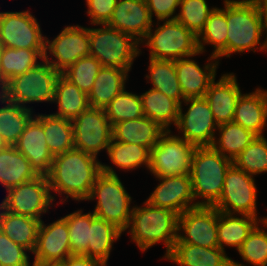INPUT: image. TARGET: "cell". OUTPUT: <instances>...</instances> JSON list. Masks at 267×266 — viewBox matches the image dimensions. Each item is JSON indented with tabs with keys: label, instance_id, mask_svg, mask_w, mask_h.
<instances>
[{
	"label": "cell",
	"instance_id": "37",
	"mask_svg": "<svg viewBox=\"0 0 267 266\" xmlns=\"http://www.w3.org/2000/svg\"><path fill=\"white\" fill-rule=\"evenodd\" d=\"M219 140H214L212 147L233 161L257 136L252 131L237 123L228 122L218 125ZM217 141V142H216ZM228 155H227V154Z\"/></svg>",
	"mask_w": 267,
	"mask_h": 266
},
{
	"label": "cell",
	"instance_id": "15",
	"mask_svg": "<svg viewBox=\"0 0 267 266\" xmlns=\"http://www.w3.org/2000/svg\"><path fill=\"white\" fill-rule=\"evenodd\" d=\"M0 40L4 47L45 49L46 37L29 11L0 12Z\"/></svg>",
	"mask_w": 267,
	"mask_h": 266
},
{
	"label": "cell",
	"instance_id": "34",
	"mask_svg": "<svg viewBox=\"0 0 267 266\" xmlns=\"http://www.w3.org/2000/svg\"><path fill=\"white\" fill-rule=\"evenodd\" d=\"M49 151L53 156L74 149L72 120L50 115H38Z\"/></svg>",
	"mask_w": 267,
	"mask_h": 266
},
{
	"label": "cell",
	"instance_id": "19",
	"mask_svg": "<svg viewBox=\"0 0 267 266\" xmlns=\"http://www.w3.org/2000/svg\"><path fill=\"white\" fill-rule=\"evenodd\" d=\"M152 22L146 0H118L106 25L142 43L152 28Z\"/></svg>",
	"mask_w": 267,
	"mask_h": 266
},
{
	"label": "cell",
	"instance_id": "35",
	"mask_svg": "<svg viewBox=\"0 0 267 266\" xmlns=\"http://www.w3.org/2000/svg\"><path fill=\"white\" fill-rule=\"evenodd\" d=\"M224 5V9L214 8L206 21L203 31L197 37V46L200 53L204 51L203 43L214 45L215 50L209 60H216L222 56L227 57L228 23L226 20V2H224ZM202 41L204 42L202 43Z\"/></svg>",
	"mask_w": 267,
	"mask_h": 266
},
{
	"label": "cell",
	"instance_id": "3",
	"mask_svg": "<svg viewBox=\"0 0 267 266\" xmlns=\"http://www.w3.org/2000/svg\"><path fill=\"white\" fill-rule=\"evenodd\" d=\"M232 160L224 157L212 146L196 147L191 158V183L194 199L202 197L206 201L196 202L198 206H214L222 193L224 180Z\"/></svg>",
	"mask_w": 267,
	"mask_h": 266
},
{
	"label": "cell",
	"instance_id": "4",
	"mask_svg": "<svg viewBox=\"0 0 267 266\" xmlns=\"http://www.w3.org/2000/svg\"><path fill=\"white\" fill-rule=\"evenodd\" d=\"M96 197L98 202L93 214L113 224L122 232L128 229L132 214L131 197L110 166L102 164V172L97 176L87 200Z\"/></svg>",
	"mask_w": 267,
	"mask_h": 266
},
{
	"label": "cell",
	"instance_id": "17",
	"mask_svg": "<svg viewBox=\"0 0 267 266\" xmlns=\"http://www.w3.org/2000/svg\"><path fill=\"white\" fill-rule=\"evenodd\" d=\"M38 266H55L71 253L67 221L61 218L46 226L41 220L37 244L33 252Z\"/></svg>",
	"mask_w": 267,
	"mask_h": 266
},
{
	"label": "cell",
	"instance_id": "45",
	"mask_svg": "<svg viewBox=\"0 0 267 266\" xmlns=\"http://www.w3.org/2000/svg\"><path fill=\"white\" fill-rule=\"evenodd\" d=\"M63 218L68 225L71 253L83 255L90 241V212L82 214L79 210Z\"/></svg>",
	"mask_w": 267,
	"mask_h": 266
},
{
	"label": "cell",
	"instance_id": "18",
	"mask_svg": "<svg viewBox=\"0 0 267 266\" xmlns=\"http://www.w3.org/2000/svg\"><path fill=\"white\" fill-rule=\"evenodd\" d=\"M157 178L162 182L147 200L150 205L169 209L178 215L184 213L187 209L198 206L197 203L191 204L196 199H194L192 192L190 174Z\"/></svg>",
	"mask_w": 267,
	"mask_h": 266
},
{
	"label": "cell",
	"instance_id": "23",
	"mask_svg": "<svg viewBox=\"0 0 267 266\" xmlns=\"http://www.w3.org/2000/svg\"><path fill=\"white\" fill-rule=\"evenodd\" d=\"M166 131L158 122L146 116L118 122L112 126L113 140L138 144L149 150L152 149Z\"/></svg>",
	"mask_w": 267,
	"mask_h": 266
},
{
	"label": "cell",
	"instance_id": "21",
	"mask_svg": "<svg viewBox=\"0 0 267 266\" xmlns=\"http://www.w3.org/2000/svg\"><path fill=\"white\" fill-rule=\"evenodd\" d=\"M236 77L231 74L223 75L217 83L215 80L205 93L212 114L218 125L233 122V116L238 98L241 95Z\"/></svg>",
	"mask_w": 267,
	"mask_h": 266
},
{
	"label": "cell",
	"instance_id": "16",
	"mask_svg": "<svg viewBox=\"0 0 267 266\" xmlns=\"http://www.w3.org/2000/svg\"><path fill=\"white\" fill-rule=\"evenodd\" d=\"M48 49L56 57L54 62L47 56ZM45 50L44 59L62 73L78 59L90 56L89 28L67 26L53 41L46 39Z\"/></svg>",
	"mask_w": 267,
	"mask_h": 266
},
{
	"label": "cell",
	"instance_id": "28",
	"mask_svg": "<svg viewBox=\"0 0 267 266\" xmlns=\"http://www.w3.org/2000/svg\"><path fill=\"white\" fill-rule=\"evenodd\" d=\"M38 176L29 160L14 146L0 150V182L7 190Z\"/></svg>",
	"mask_w": 267,
	"mask_h": 266
},
{
	"label": "cell",
	"instance_id": "42",
	"mask_svg": "<svg viewBox=\"0 0 267 266\" xmlns=\"http://www.w3.org/2000/svg\"><path fill=\"white\" fill-rule=\"evenodd\" d=\"M101 68L102 64L95 57L86 56L78 59L62 74L88 95Z\"/></svg>",
	"mask_w": 267,
	"mask_h": 266
},
{
	"label": "cell",
	"instance_id": "29",
	"mask_svg": "<svg viewBox=\"0 0 267 266\" xmlns=\"http://www.w3.org/2000/svg\"><path fill=\"white\" fill-rule=\"evenodd\" d=\"M232 215L218 211V243L223 251L224 245L236 247L238 250L259 222L257 218L246 214H241L242 218Z\"/></svg>",
	"mask_w": 267,
	"mask_h": 266
},
{
	"label": "cell",
	"instance_id": "11",
	"mask_svg": "<svg viewBox=\"0 0 267 266\" xmlns=\"http://www.w3.org/2000/svg\"><path fill=\"white\" fill-rule=\"evenodd\" d=\"M256 196L253 176L232 165L226 173L222 193L214 207L219 212H237L257 218Z\"/></svg>",
	"mask_w": 267,
	"mask_h": 266
},
{
	"label": "cell",
	"instance_id": "51",
	"mask_svg": "<svg viewBox=\"0 0 267 266\" xmlns=\"http://www.w3.org/2000/svg\"><path fill=\"white\" fill-rule=\"evenodd\" d=\"M8 146V144L3 139L2 135H0V150L5 149Z\"/></svg>",
	"mask_w": 267,
	"mask_h": 266
},
{
	"label": "cell",
	"instance_id": "25",
	"mask_svg": "<svg viewBox=\"0 0 267 266\" xmlns=\"http://www.w3.org/2000/svg\"><path fill=\"white\" fill-rule=\"evenodd\" d=\"M165 258L180 266H244L228 258L219 247L205 248L188 243H175Z\"/></svg>",
	"mask_w": 267,
	"mask_h": 266
},
{
	"label": "cell",
	"instance_id": "50",
	"mask_svg": "<svg viewBox=\"0 0 267 266\" xmlns=\"http://www.w3.org/2000/svg\"><path fill=\"white\" fill-rule=\"evenodd\" d=\"M258 6V10L261 17L262 32L266 29L267 31V0H255ZM267 49V38L260 50Z\"/></svg>",
	"mask_w": 267,
	"mask_h": 266
},
{
	"label": "cell",
	"instance_id": "41",
	"mask_svg": "<svg viewBox=\"0 0 267 266\" xmlns=\"http://www.w3.org/2000/svg\"><path fill=\"white\" fill-rule=\"evenodd\" d=\"M233 165L250 175L267 172V140L256 136L254 140L232 161Z\"/></svg>",
	"mask_w": 267,
	"mask_h": 266
},
{
	"label": "cell",
	"instance_id": "44",
	"mask_svg": "<svg viewBox=\"0 0 267 266\" xmlns=\"http://www.w3.org/2000/svg\"><path fill=\"white\" fill-rule=\"evenodd\" d=\"M267 227V218L260 220ZM243 260L254 266H267V232L256 225L238 249Z\"/></svg>",
	"mask_w": 267,
	"mask_h": 266
},
{
	"label": "cell",
	"instance_id": "8",
	"mask_svg": "<svg viewBox=\"0 0 267 266\" xmlns=\"http://www.w3.org/2000/svg\"><path fill=\"white\" fill-rule=\"evenodd\" d=\"M148 31L145 39L150 48V58L157 60H178L199 54L197 37L176 19L165 20L154 33Z\"/></svg>",
	"mask_w": 267,
	"mask_h": 266
},
{
	"label": "cell",
	"instance_id": "24",
	"mask_svg": "<svg viewBox=\"0 0 267 266\" xmlns=\"http://www.w3.org/2000/svg\"><path fill=\"white\" fill-rule=\"evenodd\" d=\"M267 121V91L256 89L249 94H241L238 98L233 122L263 136Z\"/></svg>",
	"mask_w": 267,
	"mask_h": 266
},
{
	"label": "cell",
	"instance_id": "26",
	"mask_svg": "<svg viewBox=\"0 0 267 266\" xmlns=\"http://www.w3.org/2000/svg\"><path fill=\"white\" fill-rule=\"evenodd\" d=\"M0 230L16 244L34 252L41 220L4 211L0 205Z\"/></svg>",
	"mask_w": 267,
	"mask_h": 266
},
{
	"label": "cell",
	"instance_id": "30",
	"mask_svg": "<svg viewBox=\"0 0 267 266\" xmlns=\"http://www.w3.org/2000/svg\"><path fill=\"white\" fill-rule=\"evenodd\" d=\"M58 104L57 117L73 120L89 107L88 95L68 80L62 73L55 84L54 100Z\"/></svg>",
	"mask_w": 267,
	"mask_h": 266
},
{
	"label": "cell",
	"instance_id": "1",
	"mask_svg": "<svg viewBox=\"0 0 267 266\" xmlns=\"http://www.w3.org/2000/svg\"><path fill=\"white\" fill-rule=\"evenodd\" d=\"M97 157L78 149L55 155L47 175L50 190L67 194L75 200H87L97 176L102 172V163Z\"/></svg>",
	"mask_w": 267,
	"mask_h": 266
},
{
	"label": "cell",
	"instance_id": "47",
	"mask_svg": "<svg viewBox=\"0 0 267 266\" xmlns=\"http://www.w3.org/2000/svg\"><path fill=\"white\" fill-rule=\"evenodd\" d=\"M118 0H86L91 24H106L112 16Z\"/></svg>",
	"mask_w": 267,
	"mask_h": 266
},
{
	"label": "cell",
	"instance_id": "13",
	"mask_svg": "<svg viewBox=\"0 0 267 266\" xmlns=\"http://www.w3.org/2000/svg\"><path fill=\"white\" fill-rule=\"evenodd\" d=\"M218 210L214 206H197L187 209L178 217V234L175 243H188L205 248L219 247Z\"/></svg>",
	"mask_w": 267,
	"mask_h": 266
},
{
	"label": "cell",
	"instance_id": "49",
	"mask_svg": "<svg viewBox=\"0 0 267 266\" xmlns=\"http://www.w3.org/2000/svg\"><path fill=\"white\" fill-rule=\"evenodd\" d=\"M57 266H106L101 261L82 254H71Z\"/></svg>",
	"mask_w": 267,
	"mask_h": 266
},
{
	"label": "cell",
	"instance_id": "14",
	"mask_svg": "<svg viewBox=\"0 0 267 266\" xmlns=\"http://www.w3.org/2000/svg\"><path fill=\"white\" fill-rule=\"evenodd\" d=\"M184 103H190L185 114L182 106L179 109V118L176 127L182 131V138L195 147L211 146L216 139L215 129L218 124L210 109L208 101L204 98H188Z\"/></svg>",
	"mask_w": 267,
	"mask_h": 266
},
{
	"label": "cell",
	"instance_id": "27",
	"mask_svg": "<svg viewBox=\"0 0 267 266\" xmlns=\"http://www.w3.org/2000/svg\"><path fill=\"white\" fill-rule=\"evenodd\" d=\"M128 71L102 66L88 94L90 107L105 108L125 88Z\"/></svg>",
	"mask_w": 267,
	"mask_h": 266
},
{
	"label": "cell",
	"instance_id": "40",
	"mask_svg": "<svg viewBox=\"0 0 267 266\" xmlns=\"http://www.w3.org/2000/svg\"><path fill=\"white\" fill-rule=\"evenodd\" d=\"M104 109L112 126L144 116L141 96L125 91V88Z\"/></svg>",
	"mask_w": 267,
	"mask_h": 266
},
{
	"label": "cell",
	"instance_id": "9",
	"mask_svg": "<svg viewBox=\"0 0 267 266\" xmlns=\"http://www.w3.org/2000/svg\"><path fill=\"white\" fill-rule=\"evenodd\" d=\"M167 130L150 150L149 170L156 177L187 175L191 171L193 144Z\"/></svg>",
	"mask_w": 267,
	"mask_h": 266
},
{
	"label": "cell",
	"instance_id": "2",
	"mask_svg": "<svg viewBox=\"0 0 267 266\" xmlns=\"http://www.w3.org/2000/svg\"><path fill=\"white\" fill-rule=\"evenodd\" d=\"M133 207L129 223L132 239L137 246L145 251L159 241L166 245V255L172 251L178 239V217L176 212L169 209L150 205Z\"/></svg>",
	"mask_w": 267,
	"mask_h": 266
},
{
	"label": "cell",
	"instance_id": "31",
	"mask_svg": "<svg viewBox=\"0 0 267 266\" xmlns=\"http://www.w3.org/2000/svg\"><path fill=\"white\" fill-rule=\"evenodd\" d=\"M45 49H14L4 47L0 59V87L2 88L10 79L21 75L38 62L37 58H44Z\"/></svg>",
	"mask_w": 267,
	"mask_h": 266
},
{
	"label": "cell",
	"instance_id": "7",
	"mask_svg": "<svg viewBox=\"0 0 267 266\" xmlns=\"http://www.w3.org/2000/svg\"><path fill=\"white\" fill-rule=\"evenodd\" d=\"M102 26L104 28H89L90 56L95 57L102 66L130 71L140 51L139 42L106 24Z\"/></svg>",
	"mask_w": 267,
	"mask_h": 266
},
{
	"label": "cell",
	"instance_id": "36",
	"mask_svg": "<svg viewBox=\"0 0 267 266\" xmlns=\"http://www.w3.org/2000/svg\"><path fill=\"white\" fill-rule=\"evenodd\" d=\"M5 107L0 108V135H2L8 146H14L20 135L25 130L29 121L33 118L31 109L20 106L4 99Z\"/></svg>",
	"mask_w": 267,
	"mask_h": 266
},
{
	"label": "cell",
	"instance_id": "32",
	"mask_svg": "<svg viewBox=\"0 0 267 266\" xmlns=\"http://www.w3.org/2000/svg\"><path fill=\"white\" fill-rule=\"evenodd\" d=\"M121 233L122 231L113 224L90 213V241L88 250L83 255L107 265L112 243L119 239Z\"/></svg>",
	"mask_w": 267,
	"mask_h": 266
},
{
	"label": "cell",
	"instance_id": "48",
	"mask_svg": "<svg viewBox=\"0 0 267 266\" xmlns=\"http://www.w3.org/2000/svg\"><path fill=\"white\" fill-rule=\"evenodd\" d=\"M181 0H146L147 7L149 9L151 18L153 12L159 21L175 20L176 16H172L175 13L176 8L179 6Z\"/></svg>",
	"mask_w": 267,
	"mask_h": 266
},
{
	"label": "cell",
	"instance_id": "52",
	"mask_svg": "<svg viewBox=\"0 0 267 266\" xmlns=\"http://www.w3.org/2000/svg\"><path fill=\"white\" fill-rule=\"evenodd\" d=\"M3 48H4V45H3L2 41L0 40V59H1V54H2Z\"/></svg>",
	"mask_w": 267,
	"mask_h": 266
},
{
	"label": "cell",
	"instance_id": "5",
	"mask_svg": "<svg viewBox=\"0 0 267 266\" xmlns=\"http://www.w3.org/2000/svg\"><path fill=\"white\" fill-rule=\"evenodd\" d=\"M42 60V63H38L27 72L10 79L1 88L0 95L24 107L31 102L53 101L55 84L61 73L44 58Z\"/></svg>",
	"mask_w": 267,
	"mask_h": 266
},
{
	"label": "cell",
	"instance_id": "43",
	"mask_svg": "<svg viewBox=\"0 0 267 266\" xmlns=\"http://www.w3.org/2000/svg\"><path fill=\"white\" fill-rule=\"evenodd\" d=\"M179 6L181 11L176 20L198 37L214 8L209 9L206 0H181Z\"/></svg>",
	"mask_w": 267,
	"mask_h": 266
},
{
	"label": "cell",
	"instance_id": "12",
	"mask_svg": "<svg viewBox=\"0 0 267 266\" xmlns=\"http://www.w3.org/2000/svg\"><path fill=\"white\" fill-rule=\"evenodd\" d=\"M7 191V197L0 204L4 210L39 220L42 212L46 213L54 200V196L50 194L48 178L43 175Z\"/></svg>",
	"mask_w": 267,
	"mask_h": 266
},
{
	"label": "cell",
	"instance_id": "53",
	"mask_svg": "<svg viewBox=\"0 0 267 266\" xmlns=\"http://www.w3.org/2000/svg\"><path fill=\"white\" fill-rule=\"evenodd\" d=\"M26 266H30V264L28 263ZM32 266H38V265L33 262V265Z\"/></svg>",
	"mask_w": 267,
	"mask_h": 266
},
{
	"label": "cell",
	"instance_id": "33",
	"mask_svg": "<svg viewBox=\"0 0 267 266\" xmlns=\"http://www.w3.org/2000/svg\"><path fill=\"white\" fill-rule=\"evenodd\" d=\"M141 96L144 116L158 122L164 129L170 130L179 118L180 104L156 89H150Z\"/></svg>",
	"mask_w": 267,
	"mask_h": 266
},
{
	"label": "cell",
	"instance_id": "39",
	"mask_svg": "<svg viewBox=\"0 0 267 266\" xmlns=\"http://www.w3.org/2000/svg\"><path fill=\"white\" fill-rule=\"evenodd\" d=\"M108 156L121 169H135L142 164L149 169L150 150L144 146L131 143H122L112 139L108 146Z\"/></svg>",
	"mask_w": 267,
	"mask_h": 266
},
{
	"label": "cell",
	"instance_id": "38",
	"mask_svg": "<svg viewBox=\"0 0 267 266\" xmlns=\"http://www.w3.org/2000/svg\"><path fill=\"white\" fill-rule=\"evenodd\" d=\"M149 72L150 75L146 77L151 79L152 89L176 100L181 106L184 96L177 78L175 61L150 58Z\"/></svg>",
	"mask_w": 267,
	"mask_h": 266
},
{
	"label": "cell",
	"instance_id": "20",
	"mask_svg": "<svg viewBox=\"0 0 267 266\" xmlns=\"http://www.w3.org/2000/svg\"><path fill=\"white\" fill-rule=\"evenodd\" d=\"M14 147L29 160L38 175L50 173L54 156L48 149L43 126L36 118L29 121Z\"/></svg>",
	"mask_w": 267,
	"mask_h": 266
},
{
	"label": "cell",
	"instance_id": "10",
	"mask_svg": "<svg viewBox=\"0 0 267 266\" xmlns=\"http://www.w3.org/2000/svg\"><path fill=\"white\" fill-rule=\"evenodd\" d=\"M74 148L95 157L100 150H108L113 139L112 124L105 109L88 107L72 120Z\"/></svg>",
	"mask_w": 267,
	"mask_h": 266
},
{
	"label": "cell",
	"instance_id": "46",
	"mask_svg": "<svg viewBox=\"0 0 267 266\" xmlns=\"http://www.w3.org/2000/svg\"><path fill=\"white\" fill-rule=\"evenodd\" d=\"M23 246L16 244L0 230V265L26 266L29 263Z\"/></svg>",
	"mask_w": 267,
	"mask_h": 266
},
{
	"label": "cell",
	"instance_id": "6",
	"mask_svg": "<svg viewBox=\"0 0 267 266\" xmlns=\"http://www.w3.org/2000/svg\"><path fill=\"white\" fill-rule=\"evenodd\" d=\"M227 57L231 53L257 49L262 33L261 17L255 0H225Z\"/></svg>",
	"mask_w": 267,
	"mask_h": 266
},
{
	"label": "cell",
	"instance_id": "22",
	"mask_svg": "<svg viewBox=\"0 0 267 266\" xmlns=\"http://www.w3.org/2000/svg\"><path fill=\"white\" fill-rule=\"evenodd\" d=\"M218 61L205 65L201 69L194 61L186 58L175 60V70L184 96L188 98H201L205 96L211 83L215 80Z\"/></svg>",
	"mask_w": 267,
	"mask_h": 266
}]
</instances>
